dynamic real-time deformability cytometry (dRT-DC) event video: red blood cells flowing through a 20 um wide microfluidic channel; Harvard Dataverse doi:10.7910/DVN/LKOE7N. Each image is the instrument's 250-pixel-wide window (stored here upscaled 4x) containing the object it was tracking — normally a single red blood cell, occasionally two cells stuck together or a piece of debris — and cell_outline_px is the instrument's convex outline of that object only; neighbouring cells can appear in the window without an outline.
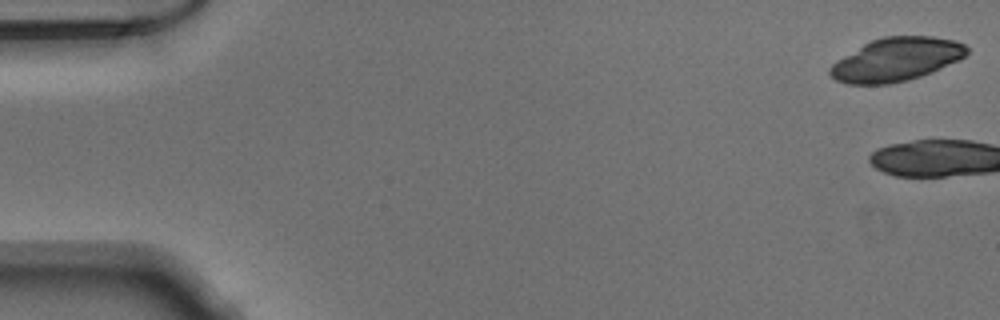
{"species": "Egyptian fruit bat (a non-hibernating species)", "species_latin": "Rousettus aegyptiacus", "temperature_condition": "warm", "stored_images_in_passage": 3, "camera_frame_rate_fps": 3000, "um_per_image_px": 0.085, "animal": {"sex": "male"}, "frame": {"image": 1, "passage_image": 1, "time_ms": 0.0, "image_size_px": [1000, 320], "cell_outline_px": [[968, 52], [960, 60], [932, 72], [920, 76], [888, 84], [848, 84], [836, 80], [828, 72], [828, 68], [836, 60], [864, 44], [872, 40], [884, 36], [932, 36], [956, 40], [964, 44], [968, 48]], "centroid_in_image_um": [76.19, 5.05], "position_along_channel_um": 8.8, "area_um2": 34.51}}